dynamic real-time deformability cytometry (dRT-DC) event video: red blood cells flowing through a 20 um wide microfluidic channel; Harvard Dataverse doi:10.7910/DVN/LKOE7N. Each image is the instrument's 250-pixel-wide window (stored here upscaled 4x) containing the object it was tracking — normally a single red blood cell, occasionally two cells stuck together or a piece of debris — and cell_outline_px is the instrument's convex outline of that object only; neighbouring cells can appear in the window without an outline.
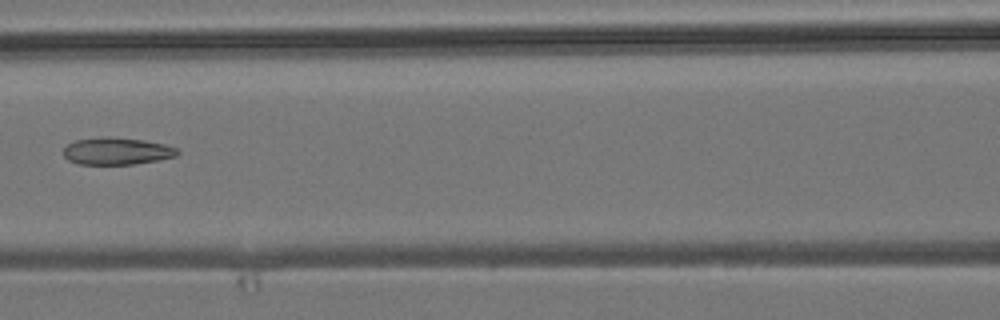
{"species": "common noctule bat (a hibernating species)", "species_latin": "Nyctalus noctula", "temperature_condition": "room temperature", "stored_images_in_passage": 7, "camera_frame_rate_fps": 3000, "um_per_image_px": 0.085, "animal": {"sex": "male", "body_mass_g": 19.2, "forearm_length_mm": 51.8}, "frame": {"image": 1, "passage_image": 7, "time_ms": 6.667, "image_size_px": [1000, 320], "cell_outline_px": [[180, 152], [176, 156], [156, 160], [132, 164], [80, 164], [68, 160], [64, 156], [64, 148], [68, 144], [76, 140], [144, 140], [164, 144], [176, 148]], "centroid_in_image_um": [9.96, 12.9], "position_along_channel_um": 156.6, "area_um2": 16.88}}